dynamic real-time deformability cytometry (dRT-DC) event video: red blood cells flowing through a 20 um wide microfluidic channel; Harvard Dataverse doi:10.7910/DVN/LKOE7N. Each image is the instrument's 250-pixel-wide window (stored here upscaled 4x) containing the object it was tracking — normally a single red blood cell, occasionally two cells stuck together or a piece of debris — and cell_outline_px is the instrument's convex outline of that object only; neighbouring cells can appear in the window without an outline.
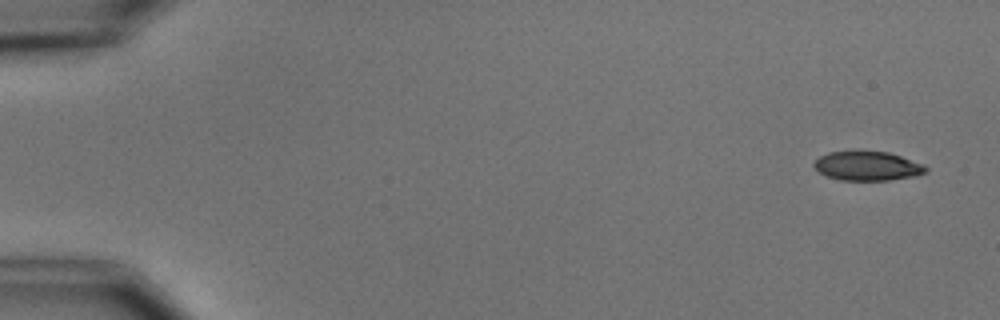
{"species": "common noctule bat (a hibernating species)", "species_latin": "Nyctalus noctula", "temperature_condition": "cold", "stored_images_in_passage": 4, "camera_frame_rate_fps": 3000, "um_per_image_px": 0.085, "animal": {"sex": "male", "body_mass_g": 15.6}, "frame": {"image": 1, "passage_image": 1, "time_ms": 0.0, "image_size_px": [1000, 320], "cell_outline_px": [[928, 172], [916, 176], [888, 180], [840, 180], [828, 176], [820, 172], [812, 164], [820, 156], [828, 152], [860, 148], [888, 152], [924, 164], [928, 168]], "centroid_in_image_um": [73.74, 14.06], "position_along_channel_um": 11.3, "area_um2": 19.65}}
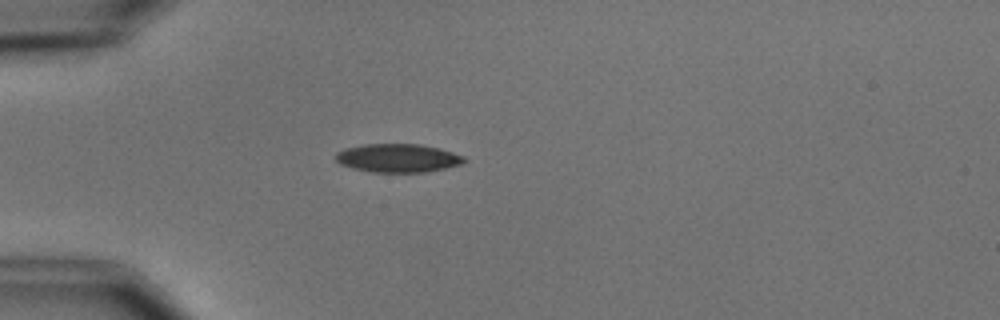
{"frame": {"image": 2, "passage_image": 4, "time_ms": 4.333, "image_size_px": [1000, 320], "cell_outline_px": [[468, 160], [460, 164], [444, 168], [424, 172], [372, 172], [352, 168], [340, 164], [336, 160], [336, 152], [344, 148], [364, 144], [420, 144], [440, 148], [464, 156]], "centroid_in_image_um": [33.8, 13.43], "position_along_channel_um": 51.2, "area_um2": 21.33}}